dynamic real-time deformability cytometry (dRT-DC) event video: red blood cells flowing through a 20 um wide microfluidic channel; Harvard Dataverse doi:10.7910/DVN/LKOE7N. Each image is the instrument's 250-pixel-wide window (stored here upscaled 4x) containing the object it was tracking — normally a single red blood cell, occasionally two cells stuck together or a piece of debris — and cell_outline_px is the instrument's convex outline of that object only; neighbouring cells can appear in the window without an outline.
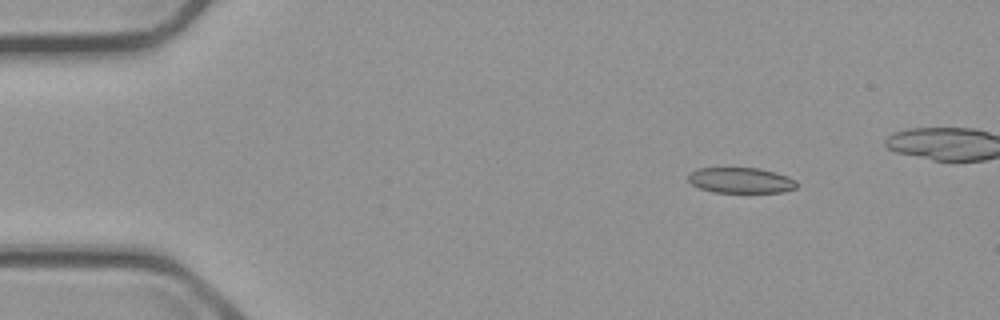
{"species": "common noctule bat (a hibernating species)", "species_latin": "Nyctalus noctula", "temperature_condition": "cold", "stored_images_in_passage": 4, "camera_frame_rate_fps": 3000, "um_per_image_px": 0.085, "animal": {"sex": "male", "body_mass_g": 23.1, "forearm_length_mm": 52.7}, "frame": {"image": 1, "passage_image": 1, "time_ms": 0.0, "image_size_px": [1000, 320], "cell_outline_px": [[796, 188], [784, 192], [712, 192], [700, 188], [692, 184], [688, 180], [688, 176], [696, 168], [760, 168], [776, 172], [788, 176], [796, 180]], "centroid_in_image_um": [62.99, 15.32], "position_along_channel_um": 22.0, "area_um2": 16.18}}